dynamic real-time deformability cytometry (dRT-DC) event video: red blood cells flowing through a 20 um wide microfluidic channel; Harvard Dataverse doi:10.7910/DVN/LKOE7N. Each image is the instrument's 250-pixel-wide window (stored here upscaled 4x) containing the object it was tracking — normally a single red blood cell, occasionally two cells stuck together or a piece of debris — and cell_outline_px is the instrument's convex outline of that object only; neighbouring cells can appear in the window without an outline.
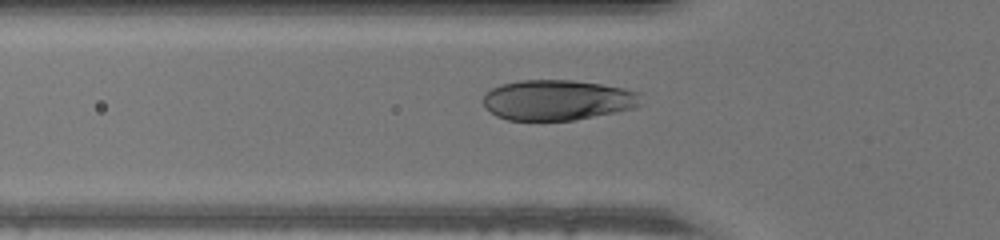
{"species": "human", "species_latin": "Homo sapiens", "temperature_condition": "warm", "stored_images_in_passage": 34, "camera_frame_rate_fps": 3000, "um_per_image_px": 0.085, "donor": {"sex": "male"}, "frame": {"image": 1, "passage_image": 6, "time_ms": 1.667, "image_size_px": [1000, 240], "cell_outline_px": [[640, 104], [636, 108], [616, 112], [572, 120], [508, 120], [496, 116], [484, 104], [484, 96], [492, 88], [504, 84], [520, 80], [572, 80], [600, 84], [624, 88], [640, 92]], "centroid_in_image_um": [47.43, 8.5], "position_along_channel_um": 78.4, "area_um2": 36.88}}
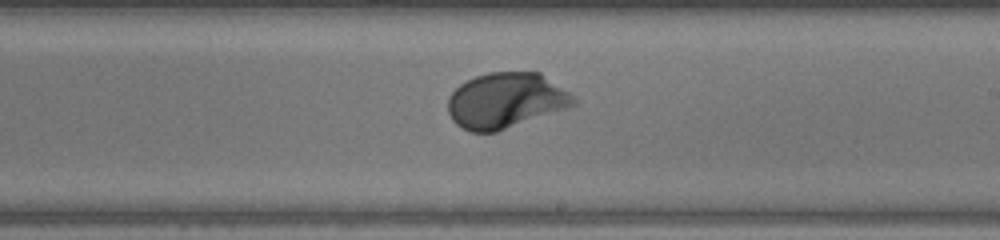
{"frame": {"image": 2, "passage_image": 18, "time_ms": 5.667, "image_size_px": [1000, 240], "cell_outline_px": [[580, 100], [576, 104], [496, 132], [472, 132], [456, 124], [452, 120], [448, 112], [448, 96], [460, 84], [476, 76], [488, 72], [540, 72], [576, 96]], "centroid_in_image_um": [43.0, 8.53], "position_along_channel_um": 246.0, "area_um2": 40.52}}
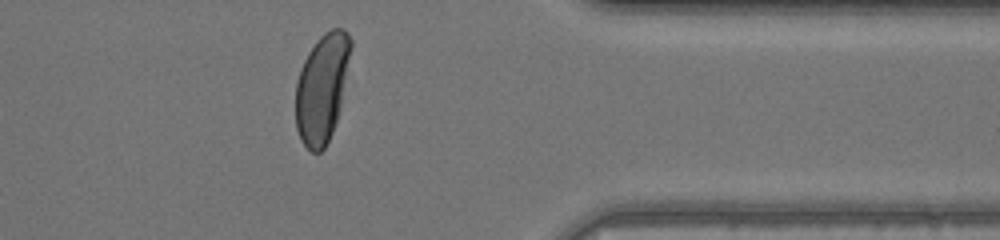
{"frame": {"image": 3, "passage_image": 29, "time_ms": 9.333, "image_size_px": [1000, 240], "cell_outline_px": [[352, 48], [340, 108], [332, 132], [324, 148], [320, 152], [312, 152], [300, 140], [296, 128], [296, 80], [300, 68], [308, 52], [316, 40], [324, 32], [332, 28], [344, 28], [348, 32], [352, 40]], "centroid_in_image_um": [27.37, 7.43], "position_along_channel_um": 384.0, "area_um2": 35.03}}